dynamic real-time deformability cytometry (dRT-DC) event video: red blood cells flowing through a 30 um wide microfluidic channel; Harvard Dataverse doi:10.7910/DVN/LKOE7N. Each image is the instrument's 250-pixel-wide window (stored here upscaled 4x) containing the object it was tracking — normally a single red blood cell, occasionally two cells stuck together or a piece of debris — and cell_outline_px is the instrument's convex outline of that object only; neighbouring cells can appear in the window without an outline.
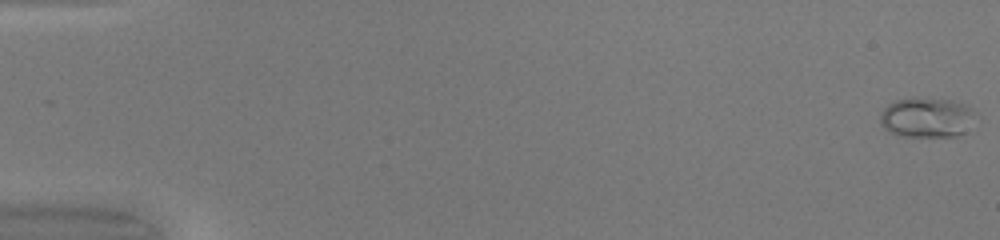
{"species": "common noctule bat (a hibernating species)", "species_latin": "Nyctalus noctula", "temperature_condition": "warm", "stored_images_in_passage": 50, "camera_frame_rate_fps": 3000, "um_per_image_px": 0.085, "animal": {"sex": "female", "body_mass_g": 20.0, "forearm_length_mm": 54.0}, "frame": {"image": 1, "passage_image": 1, "time_ms": 0.0, "image_size_px": [1000, 240], "cell_outline_px": [[976, 112], [964, 132], [956, 136], [900, 136], [888, 132], [880, 124], [880, 112], [888, 104], [896, 100], [952, 100], [964, 104], [972, 108]], "centroid_in_image_um": [78.73, 10.02], "position_along_channel_um": 6.3, "area_um2": 21.62}}
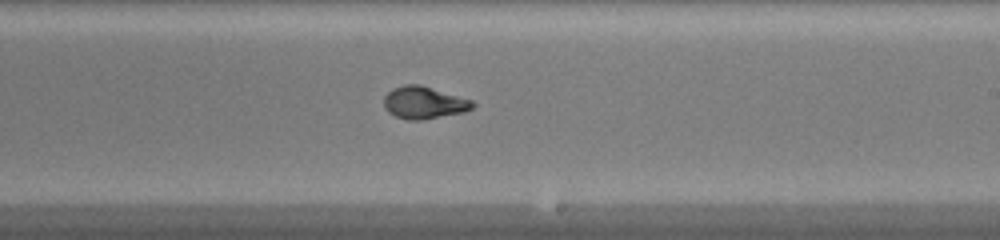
{"frame": {"image": 2, "passage_image": 31, "time_ms": 10.0, "image_size_px": [1000, 240], "cell_outline_px": [[476, 104], [472, 108], [464, 112], [420, 120], [408, 120], [396, 116], [388, 112], [384, 108], [384, 96], [392, 88], [404, 84], [420, 84], [472, 100]], "centroid_in_image_um": [36.02, 8.71], "position_along_channel_um": 253.0, "area_um2": 16.7}}
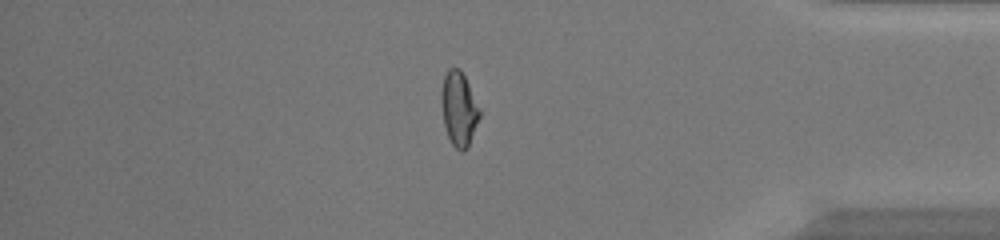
{"frame": {"image": 3, "passage_image": 43, "time_ms": 14.0, "image_size_px": [1000, 240], "cell_outline_px": [[480, 116], [468, 148], [464, 152], [460, 152], [452, 144], [448, 136], [444, 124], [440, 104], [440, 92], [444, 76], [448, 68], [460, 68], [468, 84], [480, 112]], "centroid_in_image_um": [38.97, 9.27], "position_along_channel_um": 396.2, "area_um2": 16.53}}